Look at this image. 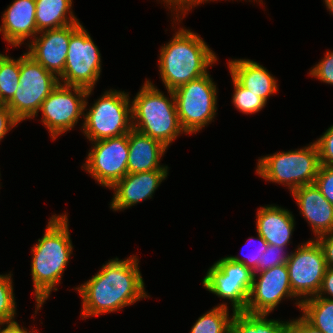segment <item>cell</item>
I'll use <instances>...</instances> for the list:
<instances>
[{"mask_svg": "<svg viewBox=\"0 0 333 333\" xmlns=\"http://www.w3.org/2000/svg\"><path fill=\"white\" fill-rule=\"evenodd\" d=\"M138 256L108 260L89 280L74 288L82 300L81 318L119 312L150 298L139 269Z\"/></svg>", "mask_w": 333, "mask_h": 333, "instance_id": "cell-1", "label": "cell"}, {"mask_svg": "<svg viewBox=\"0 0 333 333\" xmlns=\"http://www.w3.org/2000/svg\"><path fill=\"white\" fill-rule=\"evenodd\" d=\"M45 232L31 249V277L36 301L35 315L43 308L52 291H58L62 275L73 254L68 213L54 214Z\"/></svg>", "mask_w": 333, "mask_h": 333, "instance_id": "cell-2", "label": "cell"}, {"mask_svg": "<svg viewBox=\"0 0 333 333\" xmlns=\"http://www.w3.org/2000/svg\"><path fill=\"white\" fill-rule=\"evenodd\" d=\"M168 43L160 47L159 76L165 90L176 88L207 74L218 61L216 53L199 36L186 27H177Z\"/></svg>", "mask_w": 333, "mask_h": 333, "instance_id": "cell-3", "label": "cell"}, {"mask_svg": "<svg viewBox=\"0 0 333 333\" xmlns=\"http://www.w3.org/2000/svg\"><path fill=\"white\" fill-rule=\"evenodd\" d=\"M131 99L133 129L160 141L167 148L181 134L182 129L176 109L173 91L168 95L145 79V82Z\"/></svg>", "mask_w": 333, "mask_h": 333, "instance_id": "cell-4", "label": "cell"}, {"mask_svg": "<svg viewBox=\"0 0 333 333\" xmlns=\"http://www.w3.org/2000/svg\"><path fill=\"white\" fill-rule=\"evenodd\" d=\"M93 91L88 90L85 101L86 113L81 128L85 138L94 142L128 134L133 128L130 93L116 89L105 90L88 109L87 100Z\"/></svg>", "mask_w": 333, "mask_h": 333, "instance_id": "cell-5", "label": "cell"}, {"mask_svg": "<svg viewBox=\"0 0 333 333\" xmlns=\"http://www.w3.org/2000/svg\"><path fill=\"white\" fill-rule=\"evenodd\" d=\"M257 161L256 174L259 178L286 186L290 193L298 187L314 184L321 166L314 141L295 150L261 156Z\"/></svg>", "mask_w": 333, "mask_h": 333, "instance_id": "cell-6", "label": "cell"}, {"mask_svg": "<svg viewBox=\"0 0 333 333\" xmlns=\"http://www.w3.org/2000/svg\"><path fill=\"white\" fill-rule=\"evenodd\" d=\"M208 72L173 91L178 118L186 134H197L217 114V83Z\"/></svg>", "mask_w": 333, "mask_h": 333, "instance_id": "cell-7", "label": "cell"}, {"mask_svg": "<svg viewBox=\"0 0 333 333\" xmlns=\"http://www.w3.org/2000/svg\"><path fill=\"white\" fill-rule=\"evenodd\" d=\"M19 83L13 98L6 105L21 123L38 116L42 102L59 84V79L23 52L20 56Z\"/></svg>", "mask_w": 333, "mask_h": 333, "instance_id": "cell-8", "label": "cell"}, {"mask_svg": "<svg viewBox=\"0 0 333 333\" xmlns=\"http://www.w3.org/2000/svg\"><path fill=\"white\" fill-rule=\"evenodd\" d=\"M83 23L71 24V37L59 83L94 89L102 70L101 53Z\"/></svg>", "mask_w": 333, "mask_h": 333, "instance_id": "cell-9", "label": "cell"}, {"mask_svg": "<svg viewBox=\"0 0 333 333\" xmlns=\"http://www.w3.org/2000/svg\"><path fill=\"white\" fill-rule=\"evenodd\" d=\"M253 278L250 268L225 256L209 267L202 286L218 298L229 301L233 313L246 312Z\"/></svg>", "mask_w": 333, "mask_h": 333, "instance_id": "cell-10", "label": "cell"}, {"mask_svg": "<svg viewBox=\"0 0 333 333\" xmlns=\"http://www.w3.org/2000/svg\"><path fill=\"white\" fill-rule=\"evenodd\" d=\"M87 93L88 90L82 87L59 83L42 102L40 122L48 129L52 140L73 130L81 118L82 128Z\"/></svg>", "mask_w": 333, "mask_h": 333, "instance_id": "cell-11", "label": "cell"}, {"mask_svg": "<svg viewBox=\"0 0 333 333\" xmlns=\"http://www.w3.org/2000/svg\"><path fill=\"white\" fill-rule=\"evenodd\" d=\"M293 294L302 302L317 296L327 269L322 247L316 239L298 244L286 263Z\"/></svg>", "mask_w": 333, "mask_h": 333, "instance_id": "cell-12", "label": "cell"}, {"mask_svg": "<svg viewBox=\"0 0 333 333\" xmlns=\"http://www.w3.org/2000/svg\"><path fill=\"white\" fill-rule=\"evenodd\" d=\"M90 143L91 149L81 169L89 173L96 184L110 189L128 174V134Z\"/></svg>", "mask_w": 333, "mask_h": 333, "instance_id": "cell-13", "label": "cell"}, {"mask_svg": "<svg viewBox=\"0 0 333 333\" xmlns=\"http://www.w3.org/2000/svg\"><path fill=\"white\" fill-rule=\"evenodd\" d=\"M291 298L300 310L301 301L292 292L286 264L257 271L254 273L246 312L270 315L282 300Z\"/></svg>", "mask_w": 333, "mask_h": 333, "instance_id": "cell-14", "label": "cell"}, {"mask_svg": "<svg viewBox=\"0 0 333 333\" xmlns=\"http://www.w3.org/2000/svg\"><path fill=\"white\" fill-rule=\"evenodd\" d=\"M168 174L169 170L128 173L110 188L114 191L109 204L110 209L117 212L124 211L140 202L152 199Z\"/></svg>", "mask_w": 333, "mask_h": 333, "instance_id": "cell-15", "label": "cell"}, {"mask_svg": "<svg viewBox=\"0 0 333 333\" xmlns=\"http://www.w3.org/2000/svg\"><path fill=\"white\" fill-rule=\"evenodd\" d=\"M71 37V24L39 32L26 46V53L46 70L59 77L65 67Z\"/></svg>", "mask_w": 333, "mask_h": 333, "instance_id": "cell-16", "label": "cell"}, {"mask_svg": "<svg viewBox=\"0 0 333 333\" xmlns=\"http://www.w3.org/2000/svg\"><path fill=\"white\" fill-rule=\"evenodd\" d=\"M35 13V0H14L8 5L2 13L0 33L9 46L17 48L29 44L39 33ZM26 39L27 43L24 42Z\"/></svg>", "mask_w": 333, "mask_h": 333, "instance_id": "cell-17", "label": "cell"}, {"mask_svg": "<svg viewBox=\"0 0 333 333\" xmlns=\"http://www.w3.org/2000/svg\"><path fill=\"white\" fill-rule=\"evenodd\" d=\"M291 196L299 207V214L314 233L313 239L333 232V205L322 195L315 184L295 189Z\"/></svg>", "mask_w": 333, "mask_h": 333, "instance_id": "cell-18", "label": "cell"}, {"mask_svg": "<svg viewBox=\"0 0 333 333\" xmlns=\"http://www.w3.org/2000/svg\"><path fill=\"white\" fill-rule=\"evenodd\" d=\"M255 220L256 232L268 244L287 248L292 243L296 223L290 210L276 204L260 206Z\"/></svg>", "mask_w": 333, "mask_h": 333, "instance_id": "cell-19", "label": "cell"}, {"mask_svg": "<svg viewBox=\"0 0 333 333\" xmlns=\"http://www.w3.org/2000/svg\"><path fill=\"white\" fill-rule=\"evenodd\" d=\"M227 65L230 76L241 86L264 99L266 102L270 96L279 91L277 78L260 63L251 59L237 58L228 60Z\"/></svg>", "mask_w": 333, "mask_h": 333, "instance_id": "cell-20", "label": "cell"}, {"mask_svg": "<svg viewBox=\"0 0 333 333\" xmlns=\"http://www.w3.org/2000/svg\"><path fill=\"white\" fill-rule=\"evenodd\" d=\"M128 145V173L169 170L167 165L160 163L168 150L160 141L132 128L128 133Z\"/></svg>", "mask_w": 333, "mask_h": 333, "instance_id": "cell-21", "label": "cell"}, {"mask_svg": "<svg viewBox=\"0 0 333 333\" xmlns=\"http://www.w3.org/2000/svg\"><path fill=\"white\" fill-rule=\"evenodd\" d=\"M38 32L80 23L73 12V0H35Z\"/></svg>", "mask_w": 333, "mask_h": 333, "instance_id": "cell-22", "label": "cell"}, {"mask_svg": "<svg viewBox=\"0 0 333 333\" xmlns=\"http://www.w3.org/2000/svg\"><path fill=\"white\" fill-rule=\"evenodd\" d=\"M269 314L234 312L231 320V333H284L291 321L268 319Z\"/></svg>", "mask_w": 333, "mask_h": 333, "instance_id": "cell-23", "label": "cell"}, {"mask_svg": "<svg viewBox=\"0 0 333 333\" xmlns=\"http://www.w3.org/2000/svg\"><path fill=\"white\" fill-rule=\"evenodd\" d=\"M301 316L323 333H333V300L319 296L301 302Z\"/></svg>", "mask_w": 333, "mask_h": 333, "instance_id": "cell-24", "label": "cell"}, {"mask_svg": "<svg viewBox=\"0 0 333 333\" xmlns=\"http://www.w3.org/2000/svg\"><path fill=\"white\" fill-rule=\"evenodd\" d=\"M226 301L211 308L201 315L189 333H231V320L234 313L229 314ZM229 308V309H228Z\"/></svg>", "mask_w": 333, "mask_h": 333, "instance_id": "cell-25", "label": "cell"}, {"mask_svg": "<svg viewBox=\"0 0 333 333\" xmlns=\"http://www.w3.org/2000/svg\"><path fill=\"white\" fill-rule=\"evenodd\" d=\"M20 77V57L14 59L0 53V104L6 105L14 96Z\"/></svg>", "mask_w": 333, "mask_h": 333, "instance_id": "cell-26", "label": "cell"}, {"mask_svg": "<svg viewBox=\"0 0 333 333\" xmlns=\"http://www.w3.org/2000/svg\"><path fill=\"white\" fill-rule=\"evenodd\" d=\"M231 80L234 87L232 103L235 106V109L246 115L258 113L264 109L267 104L264 99L256 96V94H253L248 89L241 86L232 76Z\"/></svg>", "mask_w": 333, "mask_h": 333, "instance_id": "cell-27", "label": "cell"}, {"mask_svg": "<svg viewBox=\"0 0 333 333\" xmlns=\"http://www.w3.org/2000/svg\"><path fill=\"white\" fill-rule=\"evenodd\" d=\"M12 275L11 272L0 274V318L5 321L15 320L17 315Z\"/></svg>", "mask_w": 333, "mask_h": 333, "instance_id": "cell-28", "label": "cell"}, {"mask_svg": "<svg viewBox=\"0 0 333 333\" xmlns=\"http://www.w3.org/2000/svg\"><path fill=\"white\" fill-rule=\"evenodd\" d=\"M257 242V244H256ZM251 244H256L254 247V251H253V247L251 248L252 251H249V254H243L242 251L241 252V257L239 256H232V255H228V257L236 262H240L243 263L247 268H250L254 273L258 271V264L261 258V255L263 254V252L267 249L268 247V243L266 242V240L257 233V238L254 237H249L248 240L246 241V243L244 244L245 247L248 248V245ZM250 247V246H249ZM250 250V248H249Z\"/></svg>", "mask_w": 333, "mask_h": 333, "instance_id": "cell-29", "label": "cell"}, {"mask_svg": "<svg viewBox=\"0 0 333 333\" xmlns=\"http://www.w3.org/2000/svg\"><path fill=\"white\" fill-rule=\"evenodd\" d=\"M157 1H161V3L164 4L165 8L167 7L169 8V11H171L172 15L171 17H173L172 28L174 30L176 28L175 25H179V23H181L185 15L188 14V12L192 10L194 7L200 6L199 4H204L206 2L208 3L209 1L214 2L218 0H157Z\"/></svg>", "mask_w": 333, "mask_h": 333, "instance_id": "cell-30", "label": "cell"}, {"mask_svg": "<svg viewBox=\"0 0 333 333\" xmlns=\"http://www.w3.org/2000/svg\"><path fill=\"white\" fill-rule=\"evenodd\" d=\"M286 249V247L268 244L267 249L261 255L258 271L271 269L279 265H285L290 254Z\"/></svg>", "mask_w": 333, "mask_h": 333, "instance_id": "cell-31", "label": "cell"}, {"mask_svg": "<svg viewBox=\"0 0 333 333\" xmlns=\"http://www.w3.org/2000/svg\"><path fill=\"white\" fill-rule=\"evenodd\" d=\"M308 74L317 78L316 80L333 85V51L327 50L324 58L311 67Z\"/></svg>", "mask_w": 333, "mask_h": 333, "instance_id": "cell-32", "label": "cell"}, {"mask_svg": "<svg viewBox=\"0 0 333 333\" xmlns=\"http://www.w3.org/2000/svg\"><path fill=\"white\" fill-rule=\"evenodd\" d=\"M314 142L318 148L320 164L333 166V125Z\"/></svg>", "mask_w": 333, "mask_h": 333, "instance_id": "cell-33", "label": "cell"}, {"mask_svg": "<svg viewBox=\"0 0 333 333\" xmlns=\"http://www.w3.org/2000/svg\"><path fill=\"white\" fill-rule=\"evenodd\" d=\"M314 184L333 205V166L321 165Z\"/></svg>", "mask_w": 333, "mask_h": 333, "instance_id": "cell-34", "label": "cell"}, {"mask_svg": "<svg viewBox=\"0 0 333 333\" xmlns=\"http://www.w3.org/2000/svg\"><path fill=\"white\" fill-rule=\"evenodd\" d=\"M20 122L14 117L7 105L0 104V141Z\"/></svg>", "mask_w": 333, "mask_h": 333, "instance_id": "cell-35", "label": "cell"}, {"mask_svg": "<svg viewBox=\"0 0 333 333\" xmlns=\"http://www.w3.org/2000/svg\"><path fill=\"white\" fill-rule=\"evenodd\" d=\"M320 246L322 247L326 266L333 267V232L320 235L316 238Z\"/></svg>", "mask_w": 333, "mask_h": 333, "instance_id": "cell-36", "label": "cell"}, {"mask_svg": "<svg viewBox=\"0 0 333 333\" xmlns=\"http://www.w3.org/2000/svg\"><path fill=\"white\" fill-rule=\"evenodd\" d=\"M317 296L333 300V267H327Z\"/></svg>", "mask_w": 333, "mask_h": 333, "instance_id": "cell-37", "label": "cell"}, {"mask_svg": "<svg viewBox=\"0 0 333 333\" xmlns=\"http://www.w3.org/2000/svg\"><path fill=\"white\" fill-rule=\"evenodd\" d=\"M33 329H35V327H33L32 330L29 331L24 326H20V324H18L15 319L12 321H5V323L0 328V333H41Z\"/></svg>", "mask_w": 333, "mask_h": 333, "instance_id": "cell-38", "label": "cell"}, {"mask_svg": "<svg viewBox=\"0 0 333 333\" xmlns=\"http://www.w3.org/2000/svg\"><path fill=\"white\" fill-rule=\"evenodd\" d=\"M291 322L302 332V333H323L321 330L313 327L309 324L302 316L291 319Z\"/></svg>", "mask_w": 333, "mask_h": 333, "instance_id": "cell-39", "label": "cell"}, {"mask_svg": "<svg viewBox=\"0 0 333 333\" xmlns=\"http://www.w3.org/2000/svg\"><path fill=\"white\" fill-rule=\"evenodd\" d=\"M284 333H302L291 321L286 325Z\"/></svg>", "mask_w": 333, "mask_h": 333, "instance_id": "cell-40", "label": "cell"}, {"mask_svg": "<svg viewBox=\"0 0 333 333\" xmlns=\"http://www.w3.org/2000/svg\"><path fill=\"white\" fill-rule=\"evenodd\" d=\"M325 6H326V10H328L331 15H333V0H323Z\"/></svg>", "mask_w": 333, "mask_h": 333, "instance_id": "cell-41", "label": "cell"}, {"mask_svg": "<svg viewBox=\"0 0 333 333\" xmlns=\"http://www.w3.org/2000/svg\"><path fill=\"white\" fill-rule=\"evenodd\" d=\"M5 323V320H3L2 318H0V328L2 327V325Z\"/></svg>", "mask_w": 333, "mask_h": 333, "instance_id": "cell-42", "label": "cell"}]
</instances>
